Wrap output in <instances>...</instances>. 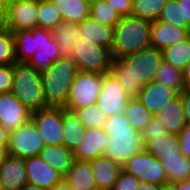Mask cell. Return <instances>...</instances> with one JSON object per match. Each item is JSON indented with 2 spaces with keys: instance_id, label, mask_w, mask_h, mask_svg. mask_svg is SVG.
Listing matches in <instances>:
<instances>
[{
  "instance_id": "obj_19",
  "label": "cell",
  "mask_w": 190,
  "mask_h": 190,
  "mask_svg": "<svg viewBox=\"0 0 190 190\" xmlns=\"http://www.w3.org/2000/svg\"><path fill=\"white\" fill-rule=\"evenodd\" d=\"M46 32L41 29H27L14 32L15 55L18 63H27L38 50Z\"/></svg>"
},
{
  "instance_id": "obj_32",
  "label": "cell",
  "mask_w": 190,
  "mask_h": 190,
  "mask_svg": "<svg viewBox=\"0 0 190 190\" xmlns=\"http://www.w3.org/2000/svg\"><path fill=\"white\" fill-rule=\"evenodd\" d=\"M154 81L162 83L178 94L186 89L182 71L164 61L161 62Z\"/></svg>"
},
{
  "instance_id": "obj_5",
  "label": "cell",
  "mask_w": 190,
  "mask_h": 190,
  "mask_svg": "<svg viewBox=\"0 0 190 190\" xmlns=\"http://www.w3.org/2000/svg\"><path fill=\"white\" fill-rule=\"evenodd\" d=\"M39 0H0V24L12 33L38 28Z\"/></svg>"
},
{
  "instance_id": "obj_28",
  "label": "cell",
  "mask_w": 190,
  "mask_h": 190,
  "mask_svg": "<svg viewBox=\"0 0 190 190\" xmlns=\"http://www.w3.org/2000/svg\"><path fill=\"white\" fill-rule=\"evenodd\" d=\"M145 149L159 160L163 157L182 155L179 146V135L168 132L158 137H151V142Z\"/></svg>"
},
{
  "instance_id": "obj_36",
  "label": "cell",
  "mask_w": 190,
  "mask_h": 190,
  "mask_svg": "<svg viewBox=\"0 0 190 190\" xmlns=\"http://www.w3.org/2000/svg\"><path fill=\"white\" fill-rule=\"evenodd\" d=\"M167 0H133L131 16L148 21L158 20Z\"/></svg>"
},
{
  "instance_id": "obj_56",
  "label": "cell",
  "mask_w": 190,
  "mask_h": 190,
  "mask_svg": "<svg viewBox=\"0 0 190 190\" xmlns=\"http://www.w3.org/2000/svg\"><path fill=\"white\" fill-rule=\"evenodd\" d=\"M84 1H86V2H88V3H91L93 0H84Z\"/></svg>"
},
{
  "instance_id": "obj_21",
  "label": "cell",
  "mask_w": 190,
  "mask_h": 190,
  "mask_svg": "<svg viewBox=\"0 0 190 190\" xmlns=\"http://www.w3.org/2000/svg\"><path fill=\"white\" fill-rule=\"evenodd\" d=\"M61 58L57 42L49 33H45L41 39V44L35 54L27 62L38 73L46 71L54 62Z\"/></svg>"
},
{
  "instance_id": "obj_23",
  "label": "cell",
  "mask_w": 190,
  "mask_h": 190,
  "mask_svg": "<svg viewBox=\"0 0 190 190\" xmlns=\"http://www.w3.org/2000/svg\"><path fill=\"white\" fill-rule=\"evenodd\" d=\"M79 27L81 37L111 50L113 46L115 26L103 25L88 17L79 24Z\"/></svg>"
},
{
  "instance_id": "obj_29",
  "label": "cell",
  "mask_w": 190,
  "mask_h": 190,
  "mask_svg": "<svg viewBox=\"0 0 190 190\" xmlns=\"http://www.w3.org/2000/svg\"><path fill=\"white\" fill-rule=\"evenodd\" d=\"M64 22L80 24L89 17L90 3L84 0H50Z\"/></svg>"
},
{
  "instance_id": "obj_7",
  "label": "cell",
  "mask_w": 190,
  "mask_h": 190,
  "mask_svg": "<svg viewBox=\"0 0 190 190\" xmlns=\"http://www.w3.org/2000/svg\"><path fill=\"white\" fill-rule=\"evenodd\" d=\"M103 74L79 71L75 76L64 109L75 112L96 104L101 90Z\"/></svg>"
},
{
  "instance_id": "obj_52",
  "label": "cell",
  "mask_w": 190,
  "mask_h": 190,
  "mask_svg": "<svg viewBox=\"0 0 190 190\" xmlns=\"http://www.w3.org/2000/svg\"><path fill=\"white\" fill-rule=\"evenodd\" d=\"M174 184H175L176 190H190V180L180 181Z\"/></svg>"
},
{
  "instance_id": "obj_43",
  "label": "cell",
  "mask_w": 190,
  "mask_h": 190,
  "mask_svg": "<svg viewBox=\"0 0 190 190\" xmlns=\"http://www.w3.org/2000/svg\"><path fill=\"white\" fill-rule=\"evenodd\" d=\"M13 84V64H0V93L11 92Z\"/></svg>"
},
{
  "instance_id": "obj_17",
  "label": "cell",
  "mask_w": 190,
  "mask_h": 190,
  "mask_svg": "<svg viewBox=\"0 0 190 190\" xmlns=\"http://www.w3.org/2000/svg\"><path fill=\"white\" fill-rule=\"evenodd\" d=\"M178 95L176 91L165 87L162 83L152 81L143 86L137 98L155 115L162 107L175 99Z\"/></svg>"
},
{
  "instance_id": "obj_6",
  "label": "cell",
  "mask_w": 190,
  "mask_h": 190,
  "mask_svg": "<svg viewBox=\"0 0 190 190\" xmlns=\"http://www.w3.org/2000/svg\"><path fill=\"white\" fill-rule=\"evenodd\" d=\"M79 71L107 74L113 62L111 50L81 37L74 45L72 59Z\"/></svg>"
},
{
  "instance_id": "obj_15",
  "label": "cell",
  "mask_w": 190,
  "mask_h": 190,
  "mask_svg": "<svg viewBox=\"0 0 190 190\" xmlns=\"http://www.w3.org/2000/svg\"><path fill=\"white\" fill-rule=\"evenodd\" d=\"M108 134L103 128H86L85 134L76 149L74 158L90 161L104 155L108 144Z\"/></svg>"
},
{
  "instance_id": "obj_16",
  "label": "cell",
  "mask_w": 190,
  "mask_h": 190,
  "mask_svg": "<svg viewBox=\"0 0 190 190\" xmlns=\"http://www.w3.org/2000/svg\"><path fill=\"white\" fill-rule=\"evenodd\" d=\"M26 183L25 159L9 155L0 166L1 190H20Z\"/></svg>"
},
{
  "instance_id": "obj_37",
  "label": "cell",
  "mask_w": 190,
  "mask_h": 190,
  "mask_svg": "<svg viewBox=\"0 0 190 190\" xmlns=\"http://www.w3.org/2000/svg\"><path fill=\"white\" fill-rule=\"evenodd\" d=\"M14 34L0 24V64H15Z\"/></svg>"
},
{
  "instance_id": "obj_10",
  "label": "cell",
  "mask_w": 190,
  "mask_h": 190,
  "mask_svg": "<svg viewBox=\"0 0 190 190\" xmlns=\"http://www.w3.org/2000/svg\"><path fill=\"white\" fill-rule=\"evenodd\" d=\"M107 134L108 144L103 156L118 163L121 167H123L133 155L145 149L140 131L134 130L131 133Z\"/></svg>"
},
{
  "instance_id": "obj_33",
  "label": "cell",
  "mask_w": 190,
  "mask_h": 190,
  "mask_svg": "<svg viewBox=\"0 0 190 190\" xmlns=\"http://www.w3.org/2000/svg\"><path fill=\"white\" fill-rule=\"evenodd\" d=\"M125 116L131 122L133 128L142 131L153 118V114L139 101L137 97H131L126 105Z\"/></svg>"
},
{
  "instance_id": "obj_53",
  "label": "cell",
  "mask_w": 190,
  "mask_h": 190,
  "mask_svg": "<svg viewBox=\"0 0 190 190\" xmlns=\"http://www.w3.org/2000/svg\"><path fill=\"white\" fill-rule=\"evenodd\" d=\"M8 156V147L0 146V166L4 163Z\"/></svg>"
},
{
  "instance_id": "obj_47",
  "label": "cell",
  "mask_w": 190,
  "mask_h": 190,
  "mask_svg": "<svg viewBox=\"0 0 190 190\" xmlns=\"http://www.w3.org/2000/svg\"><path fill=\"white\" fill-rule=\"evenodd\" d=\"M178 4L181 5L182 21H186L190 28V0H177Z\"/></svg>"
},
{
  "instance_id": "obj_11",
  "label": "cell",
  "mask_w": 190,
  "mask_h": 190,
  "mask_svg": "<svg viewBox=\"0 0 190 190\" xmlns=\"http://www.w3.org/2000/svg\"><path fill=\"white\" fill-rule=\"evenodd\" d=\"M31 120L38 128L45 146L63 145L62 107H46L33 112Z\"/></svg>"
},
{
  "instance_id": "obj_55",
  "label": "cell",
  "mask_w": 190,
  "mask_h": 190,
  "mask_svg": "<svg viewBox=\"0 0 190 190\" xmlns=\"http://www.w3.org/2000/svg\"><path fill=\"white\" fill-rule=\"evenodd\" d=\"M162 190H176L175 184L167 183L162 186Z\"/></svg>"
},
{
  "instance_id": "obj_3",
  "label": "cell",
  "mask_w": 190,
  "mask_h": 190,
  "mask_svg": "<svg viewBox=\"0 0 190 190\" xmlns=\"http://www.w3.org/2000/svg\"><path fill=\"white\" fill-rule=\"evenodd\" d=\"M78 66L72 59L60 58L40 73L47 107H65Z\"/></svg>"
},
{
  "instance_id": "obj_45",
  "label": "cell",
  "mask_w": 190,
  "mask_h": 190,
  "mask_svg": "<svg viewBox=\"0 0 190 190\" xmlns=\"http://www.w3.org/2000/svg\"><path fill=\"white\" fill-rule=\"evenodd\" d=\"M121 17L131 16L133 0H107Z\"/></svg>"
},
{
  "instance_id": "obj_42",
  "label": "cell",
  "mask_w": 190,
  "mask_h": 190,
  "mask_svg": "<svg viewBox=\"0 0 190 190\" xmlns=\"http://www.w3.org/2000/svg\"><path fill=\"white\" fill-rule=\"evenodd\" d=\"M140 181L125 170H121L112 190H138Z\"/></svg>"
},
{
  "instance_id": "obj_4",
  "label": "cell",
  "mask_w": 190,
  "mask_h": 190,
  "mask_svg": "<svg viewBox=\"0 0 190 190\" xmlns=\"http://www.w3.org/2000/svg\"><path fill=\"white\" fill-rule=\"evenodd\" d=\"M11 92L31 113L47 107L41 75L27 63L13 64Z\"/></svg>"
},
{
  "instance_id": "obj_26",
  "label": "cell",
  "mask_w": 190,
  "mask_h": 190,
  "mask_svg": "<svg viewBox=\"0 0 190 190\" xmlns=\"http://www.w3.org/2000/svg\"><path fill=\"white\" fill-rule=\"evenodd\" d=\"M63 145L70 151H74L83 138L86 127L80 121L75 112L62 107Z\"/></svg>"
},
{
  "instance_id": "obj_41",
  "label": "cell",
  "mask_w": 190,
  "mask_h": 190,
  "mask_svg": "<svg viewBox=\"0 0 190 190\" xmlns=\"http://www.w3.org/2000/svg\"><path fill=\"white\" fill-rule=\"evenodd\" d=\"M165 133H167L165 126L161 123L160 120L153 116L150 122L141 131L145 147L151 142V137H158Z\"/></svg>"
},
{
  "instance_id": "obj_1",
  "label": "cell",
  "mask_w": 190,
  "mask_h": 190,
  "mask_svg": "<svg viewBox=\"0 0 190 190\" xmlns=\"http://www.w3.org/2000/svg\"><path fill=\"white\" fill-rule=\"evenodd\" d=\"M162 52L148 47L111 63L109 74L131 97H137L144 85L155 80Z\"/></svg>"
},
{
  "instance_id": "obj_51",
  "label": "cell",
  "mask_w": 190,
  "mask_h": 190,
  "mask_svg": "<svg viewBox=\"0 0 190 190\" xmlns=\"http://www.w3.org/2000/svg\"><path fill=\"white\" fill-rule=\"evenodd\" d=\"M51 190H73L70 185L63 179L61 182L57 183Z\"/></svg>"
},
{
  "instance_id": "obj_48",
  "label": "cell",
  "mask_w": 190,
  "mask_h": 190,
  "mask_svg": "<svg viewBox=\"0 0 190 190\" xmlns=\"http://www.w3.org/2000/svg\"><path fill=\"white\" fill-rule=\"evenodd\" d=\"M9 132L0 124V146L8 147Z\"/></svg>"
},
{
  "instance_id": "obj_31",
  "label": "cell",
  "mask_w": 190,
  "mask_h": 190,
  "mask_svg": "<svg viewBox=\"0 0 190 190\" xmlns=\"http://www.w3.org/2000/svg\"><path fill=\"white\" fill-rule=\"evenodd\" d=\"M161 52L164 62L182 71L190 60V35L184 40L161 50Z\"/></svg>"
},
{
  "instance_id": "obj_25",
  "label": "cell",
  "mask_w": 190,
  "mask_h": 190,
  "mask_svg": "<svg viewBox=\"0 0 190 190\" xmlns=\"http://www.w3.org/2000/svg\"><path fill=\"white\" fill-rule=\"evenodd\" d=\"M154 116L161 121L168 133L179 134L186 125L180 95L168 102Z\"/></svg>"
},
{
  "instance_id": "obj_39",
  "label": "cell",
  "mask_w": 190,
  "mask_h": 190,
  "mask_svg": "<svg viewBox=\"0 0 190 190\" xmlns=\"http://www.w3.org/2000/svg\"><path fill=\"white\" fill-rule=\"evenodd\" d=\"M158 20L184 28L190 33V28L186 21H182L181 5L178 4L177 0H167Z\"/></svg>"
},
{
  "instance_id": "obj_12",
  "label": "cell",
  "mask_w": 190,
  "mask_h": 190,
  "mask_svg": "<svg viewBox=\"0 0 190 190\" xmlns=\"http://www.w3.org/2000/svg\"><path fill=\"white\" fill-rule=\"evenodd\" d=\"M131 96L109 74H103L101 90L97 98L98 108L107 116L125 113L126 105Z\"/></svg>"
},
{
  "instance_id": "obj_54",
  "label": "cell",
  "mask_w": 190,
  "mask_h": 190,
  "mask_svg": "<svg viewBox=\"0 0 190 190\" xmlns=\"http://www.w3.org/2000/svg\"><path fill=\"white\" fill-rule=\"evenodd\" d=\"M20 190H45V189H42L36 185L26 183Z\"/></svg>"
},
{
  "instance_id": "obj_24",
  "label": "cell",
  "mask_w": 190,
  "mask_h": 190,
  "mask_svg": "<svg viewBox=\"0 0 190 190\" xmlns=\"http://www.w3.org/2000/svg\"><path fill=\"white\" fill-rule=\"evenodd\" d=\"M64 179L73 190H98L90 161L75 159Z\"/></svg>"
},
{
  "instance_id": "obj_13",
  "label": "cell",
  "mask_w": 190,
  "mask_h": 190,
  "mask_svg": "<svg viewBox=\"0 0 190 190\" xmlns=\"http://www.w3.org/2000/svg\"><path fill=\"white\" fill-rule=\"evenodd\" d=\"M32 113L12 92L0 93V124L13 132L31 119Z\"/></svg>"
},
{
  "instance_id": "obj_30",
  "label": "cell",
  "mask_w": 190,
  "mask_h": 190,
  "mask_svg": "<svg viewBox=\"0 0 190 190\" xmlns=\"http://www.w3.org/2000/svg\"><path fill=\"white\" fill-rule=\"evenodd\" d=\"M161 163L168 183L190 180V159L181 156L163 157Z\"/></svg>"
},
{
  "instance_id": "obj_14",
  "label": "cell",
  "mask_w": 190,
  "mask_h": 190,
  "mask_svg": "<svg viewBox=\"0 0 190 190\" xmlns=\"http://www.w3.org/2000/svg\"><path fill=\"white\" fill-rule=\"evenodd\" d=\"M27 182L51 190L64 176L45 162L39 155L25 159Z\"/></svg>"
},
{
  "instance_id": "obj_9",
  "label": "cell",
  "mask_w": 190,
  "mask_h": 190,
  "mask_svg": "<svg viewBox=\"0 0 190 190\" xmlns=\"http://www.w3.org/2000/svg\"><path fill=\"white\" fill-rule=\"evenodd\" d=\"M122 169L135 176L140 182H150L156 185L168 183L161 160L146 149L133 155Z\"/></svg>"
},
{
  "instance_id": "obj_27",
  "label": "cell",
  "mask_w": 190,
  "mask_h": 190,
  "mask_svg": "<svg viewBox=\"0 0 190 190\" xmlns=\"http://www.w3.org/2000/svg\"><path fill=\"white\" fill-rule=\"evenodd\" d=\"M39 156L63 176L67 174L75 160L73 151H70L64 145L44 146Z\"/></svg>"
},
{
  "instance_id": "obj_35",
  "label": "cell",
  "mask_w": 190,
  "mask_h": 190,
  "mask_svg": "<svg viewBox=\"0 0 190 190\" xmlns=\"http://www.w3.org/2000/svg\"><path fill=\"white\" fill-rule=\"evenodd\" d=\"M37 17L38 29L47 33L63 22L61 14L50 0H39Z\"/></svg>"
},
{
  "instance_id": "obj_44",
  "label": "cell",
  "mask_w": 190,
  "mask_h": 190,
  "mask_svg": "<svg viewBox=\"0 0 190 190\" xmlns=\"http://www.w3.org/2000/svg\"><path fill=\"white\" fill-rule=\"evenodd\" d=\"M178 135L181 154L190 159V123H186Z\"/></svg>"
},
{
  "instance_id": "obj_46",
  "label": "cell",
  "mask_w": 190,
  "mask_h": 190,
  "mask_svg": "<svg viewBox=\"0 0 190 190\" xmlns=\"http://www.w3.org/2000/svg\"><path fill=\"white\" fill-rule=\"evenodd\" d=\"M186 123H190V89H184L180 94Z\"/></svg>"
},
{
  "instance_id": "obj_38",
  "label": "cell",
  "mask_w": 190,
  "mask_h": 190,
  "mask_svg": "<svg viewBox=\"0 0 190 190\" xmlns=\"http://www.w3.org/2000/svg\"><path fill=\"white\" fill-rule=\"evenodd\" d=\"M75 113L86 128H103L107 119L97 104L76 110Z\"/></svg>"
},
{
  "instance_id": "obj_20",
  "label": "cell",
  "mask_w": 190,
  "mask_h": 190,
  "mask_svg": "<svg viewBox=\"0 0 190 190\" xmlns=\"http://www.w3.org/2000/svg\"><path fill=\"white\" fill-rule=\"evenodd\" d=\"M93 178L98 190H112L122 167L104 156L90 160Z\"/></svg>"
},
{
  "instance_id": "obj_22",
  "label": "cell",
  "mask_w": 190,
  "mask_h": 190,
  "mask_svg": "<svg viewBox=\"0 0 190 190\" xmlns=\"http://www.w3.org/2000/svg\"><path fill=\"white\" fill-rule=\"evenodd\" d=\"M48 33L57 42L61 58L73 59L74 45L81 38L79 24L63 21Z\"/></svg>"
},
{
  "instance_id": "obj_2",
  "label": "cell",
  "mask_w": 190,
  "mask_h": 190,
  "mask_svg": "<svg viewBox=\"0 0 190 190\" xmlns=\"http://www.w3.org/2000/svg\"><path fill=\"white\" fill-rule=\"evenodd\" d=\"M152 22L141 18L122 17L115 25L111 55L118 60L126 55L150 47Z\"/></svg>"
},
{
  "instance_id": "obj_18",
  "label": "cell",
  "mask_w": 190,
  "mask_h": 190,
  "mask_svg": "<svg viewBox=\"0 0 190 190\" xmlns=\"http://www.w3.org/2000/svg\"><path fill=\"white\" fill-rule=\"evenodd\" d=\"M190 33L181 27L155 20L152 22L150 47L160 51L187 38Z\"/></svg>"
},
{
  "instance_id": "obj_34",
  "label": "cell",
  "mask_w": 190,
  "mask_h": 190,
  "mask_svg": "<svg viewBox=\"0 0 190 190\" xmlns=\"http://www.w3.org/2000/svg\"><path fill=\"white\" fill-rule=\"evenodd\" d=\"M89 17L110 26H115L122 18L107 0H93L90 3Z\"/></svg>"
},
{
  "instance_id": "obj_8",
  "label": "cell",
  "mask_w": 190,
  "mask_h": 190,
  "mask_svg": "<svg viewBox=\"0 0 190 190\" xmlns=\"http://www.w3.org/2000/svg\"><path fill=\"white\" fill-rule=\"evenodd\" d=\"M44 146V140L31 119L9 133L8 153L10 156L22 159L37 156Z\"/></svg>"
},
{
  "instance_id": "obj_50",
  "label": "cell",
  "mask_w": 190,
  "mask_h": 190,
  "mask_svg": "<svg viewBox=\"0 0 190 190\" xmlns=\"http://www.w3.org/2000/svg\"><path fill=\"white\" fill-rule=\"evenodd\" d=\"M186 89H190V60L182 70Z\"/></svg>"
},
{
  "instance_id": "obj_40",
  "label": "cell",
  "mask_w": 190,
  "mask_h": 190,
  "mask_svg": "<svg viewBox=\"0 0 190 190\" xmlns=\"http://www.w3.org/2000/svg\"><path fill=\"white\" fill-rule=\"evenodd\" d=\"M103 130L106 133H131L135 129L124 113L107 116Z\"/></svg>"
},
{
  "instance_id": "obj_49",
  "label": "cell",
  "mask_w": 190,
  "mask_h": 190,
  "mask_svg": "<svg viewBox=\"0 0 190 190\" xmlns=\"http://www.w3.org/2000/svg\"><path fill=\"white\" fill-rule=\"evenodd\" d=\"M162 186L150 182H140L138 190H162Z\"/></svg>"
}]
</instances>
